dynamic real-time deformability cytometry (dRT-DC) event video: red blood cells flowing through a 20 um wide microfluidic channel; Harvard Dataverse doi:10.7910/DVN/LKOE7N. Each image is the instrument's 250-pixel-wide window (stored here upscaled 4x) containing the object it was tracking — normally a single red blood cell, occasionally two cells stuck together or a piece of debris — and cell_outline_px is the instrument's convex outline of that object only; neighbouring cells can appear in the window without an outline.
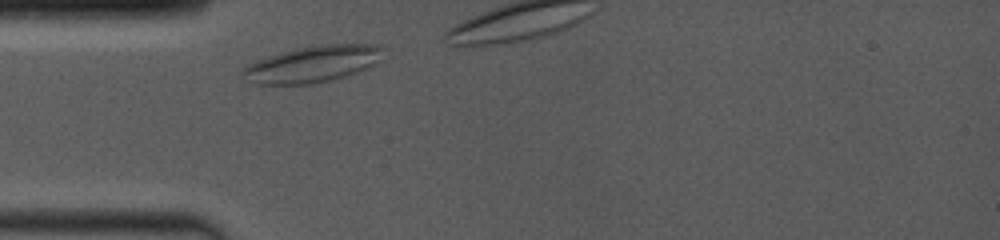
{"species": "common noctule bat (a hibernating species)", "species_latin": "Nyctalus noctula", "temperature_condition": "room temperature", "stored_images_in_passage": 6, "camera_frame_rate_fps": 4000, "um_per_image_px": 0.085, "animal": {"sex": "female", "body_mass_g": 19.0, "forearm_length_mm": 53.3}, "frame": {"image": 1, "passage_image": 1, "time_ms": 0.0, "image_size_px": [1000, 240], "cell_outline_px": [[384, 48], [376, 64], [356, 72], [332, 80], [312, 84], [256, 84], [240, 76], [240, 72], [244, 68], [256, 60], [284, 52], [300, 48], [320, 44], [380, 44]], "centroid_in_image_um": [26.58, 5.45], "position_along_channel_um": 58.4, "area_um2": 29.59}}